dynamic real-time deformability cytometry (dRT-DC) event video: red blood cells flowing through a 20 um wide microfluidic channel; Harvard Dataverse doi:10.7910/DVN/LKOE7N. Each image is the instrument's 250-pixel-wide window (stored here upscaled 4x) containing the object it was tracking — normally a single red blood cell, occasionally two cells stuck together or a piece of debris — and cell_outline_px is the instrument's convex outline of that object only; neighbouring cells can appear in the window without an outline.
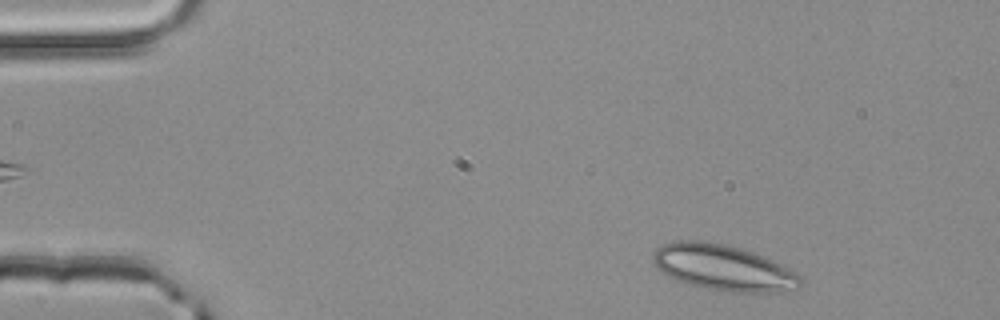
{"species": "common noctule bat (a hibernating species)", "species_latin": "Nyctalus noctula", "temperature_condition": "room temperature", "stored_images_in_passage": 46, "camera_frame_rate_fps": 3000, "um_per_image_px": 0.085, "animal": {"sex": "male", "body_mass_g": 20.4}, "frame": {"image": 1, "passage_image": 2, "time_ms": 0.333, "image_size_px": [1000, 320], "cell_outline_px": [[804, 280], [800, 284], [776, 292], [732, 292], [708, 288], [688, 284], [660, 272], [656, 268], [652, 260], [652, 256], [656, 248], [672, 240], [704, 240], [724, 244], [740, 248], [764, 256], [772, 260], [800, 276]], "centroid_in_image_um": [61.38, 22.72], "position_along_channel_um": 23.6, "area_um2": 38.96}}
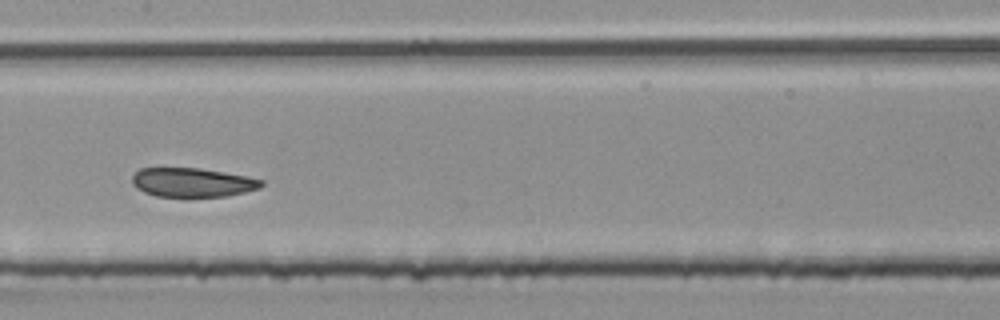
{"frame": {"image": 2, "passage_image": 21, "time_ms": 6.667, "image_size_px": [1000, 320], "cell_outline_px": [[264, 184], [260, 188], [228, 196], [184, 200], [156, 196], [144, 192], [136, 188], [132, 184], [132, 176], [140, 168], [200, 168], [248, 176], [264, 180]], "centroid_in_image_um": [16.36, 15.56], "position_along_channel_um": 191.0, "area_um2": 22.95}}
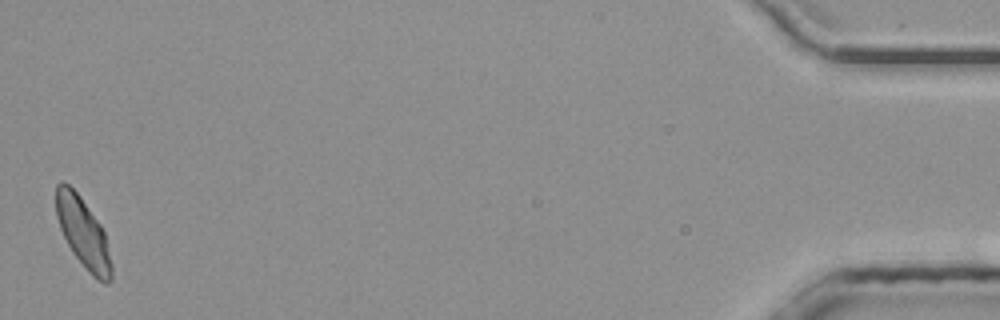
{"frame": {"image": 3, "passage_image": 46, "time_ms": 15.0, "image_size_px": [1000, 320], "cell_outline_px": [[112, 280], [108, 284], [104, 284], [96, 280], [92, 276], [72, 252], [60, 228], [56, 216], [56, 184], [60, 180], [64, 180], [80, 196], [100, 224], [104, 232], [112, 264]], "centroid_in_image_um": [7.07, 19.81], "position_along_channel_um": 428.1, "area_um2": 22.6}, "authors_computed_cell_mechanics": {"area_um2": 23.2356, "velocity_mm_per_s": 4.0295, "shape_relaxation_time_tau1_ms": 4.6749, "shape_relaxation_time_tau2_ms": 1.2425, "deformation_change_tau1": 0.1049, "deformation_change_tau2": 0.0707}}